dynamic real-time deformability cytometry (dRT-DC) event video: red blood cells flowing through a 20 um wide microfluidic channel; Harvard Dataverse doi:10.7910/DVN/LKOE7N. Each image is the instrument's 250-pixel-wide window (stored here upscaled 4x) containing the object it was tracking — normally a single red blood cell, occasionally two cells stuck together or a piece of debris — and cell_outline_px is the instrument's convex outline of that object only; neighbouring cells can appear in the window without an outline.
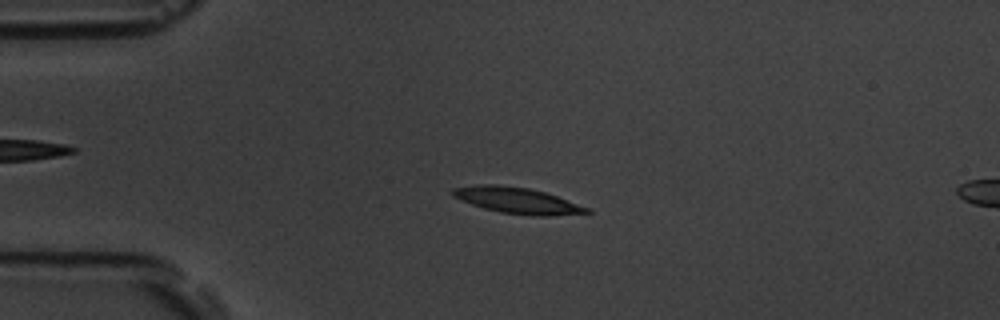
{"species": "common noctule bat (a hibernating species)", "species_latin": "Nyctalus noctula", "temperature_condition": "room temperature", "stored_images_in_passage": 16, "camera_frame_rate_fps": 3000, "um_per_image_px": 0.085, "animal": {"sex": "male", "body_mass_g": 19.5, "forearm_length_mm": 54.6}, "frame": {"image": 1, "passage_image": 12, "time_ms": 3.667, "image_size_px": [1000, 320], "cell_outline_px": [[592, 212], [552, 216], [532, 216], [500, 212], [484, 208], [472, 204], [452, 196], [452, 188], [480, 184], [496, 184], [528, 188], [544, 192], [592, 208]], "centroid_in_image_um": [44.0, 17.04], "position_along_channel_um": 41.0, "area_um2": 20.35}}